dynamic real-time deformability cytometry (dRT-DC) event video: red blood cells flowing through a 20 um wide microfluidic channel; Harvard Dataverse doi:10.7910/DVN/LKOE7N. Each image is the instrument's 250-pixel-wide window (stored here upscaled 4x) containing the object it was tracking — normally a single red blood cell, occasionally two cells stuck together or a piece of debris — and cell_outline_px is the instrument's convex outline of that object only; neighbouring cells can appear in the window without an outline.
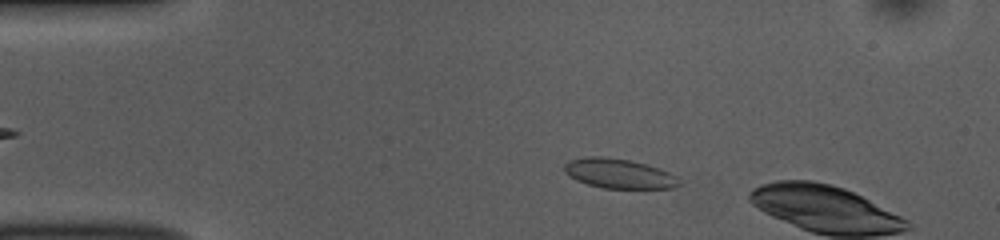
{"species": "common noctule bat (a hibernating species)", "species_latin": "Nyctalus noctula", "temperature_condition": "room temperature", "stored_images_in_passage": 9, "camera_frame_rate_fps": 3000, "um_per_image_px": 0.085, "animal": {"sex": "female", "body_mass_g": 10.0, "forearm_length_mm": 53.1}, "frame": {"image": 1, "passage_image": 6, "time_ms": 1.667, "image_size_px": [1000, 240], "cell_outline_px": [[680, 184], [672, 188], [604, 188], [588, 184], [576, 180], [568, 176], [564, 172], [564, 164], [572, 160], [588, 156], [604, 156], [628, 160], [660, 168], [676, 176]], "centroid_in_image_um": [52.58, 14.75], "position_along_channel_um": 32.4, "area_um2": 19.65}}